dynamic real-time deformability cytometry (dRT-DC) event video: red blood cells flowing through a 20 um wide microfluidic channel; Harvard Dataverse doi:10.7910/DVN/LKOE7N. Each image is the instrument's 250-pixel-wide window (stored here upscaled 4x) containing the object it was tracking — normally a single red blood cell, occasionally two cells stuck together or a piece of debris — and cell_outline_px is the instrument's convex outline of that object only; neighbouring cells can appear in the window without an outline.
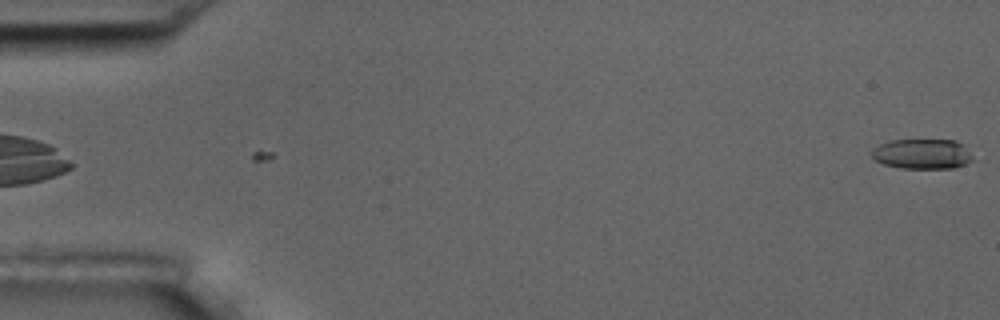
{"species": "common noctule bat (a hibernating species)", "species_latin": "Nyctalus noctula", "temperature_condition": "room temperature", "stored_images_in_passage": 6, "camera_frame_rate_fps": 3000, "um_per_image_px": 0.085, "animal": {"sex": "male", "body_mass_g": 17.5, "forearm_length_mm": 52.3}, "frame": {"image": 1, "passage_image": 6, "time_ms": 1.667, "image_size_px": [1000, 320], "cell_outline_px": [[972, 160], [964, 164], [952, 168], [900, 168], [884, 164], [872, 160], [868, 152], [872, 148], [888, 140], [956, 140], [972, 156]], "centroid_in_image_um": [78.27, 13.08], "position_along_channel_um": 6.7, "area_um2": 17.74}}